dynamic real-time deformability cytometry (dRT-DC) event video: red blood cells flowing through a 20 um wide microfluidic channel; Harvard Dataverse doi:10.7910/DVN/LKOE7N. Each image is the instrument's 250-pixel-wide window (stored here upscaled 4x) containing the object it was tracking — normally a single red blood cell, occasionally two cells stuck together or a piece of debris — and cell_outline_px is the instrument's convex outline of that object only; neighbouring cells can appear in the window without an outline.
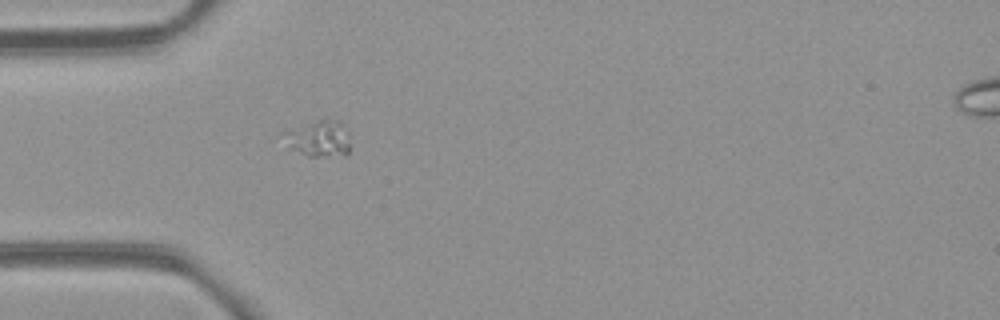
{"species": "common noctule bat (a hibernating species)", "species_latin": "Nyctalus noctula", "temperature_condition": "room temperature", "stored_images_in_passage": 2, "camera_frame_rate_fps": 3000, "um_per_image_px": 0.085, "animal": {"sex": "female", "body_mass_g": 21.9}, "frame": {"image": 1, "passage_image": 1, "time_ms": 0.0, "image_size_px": [1000, 320], "cell_outline_px": [[348, 152], [344, 156], [308, 156], [292, 148], [284, 132], [320, 120], [336, 120], [348, 132]], "centroid_in_image_um": [27.18, 11.81], "position_along_channel_um": 57.8, "area_um2": 13.12}}